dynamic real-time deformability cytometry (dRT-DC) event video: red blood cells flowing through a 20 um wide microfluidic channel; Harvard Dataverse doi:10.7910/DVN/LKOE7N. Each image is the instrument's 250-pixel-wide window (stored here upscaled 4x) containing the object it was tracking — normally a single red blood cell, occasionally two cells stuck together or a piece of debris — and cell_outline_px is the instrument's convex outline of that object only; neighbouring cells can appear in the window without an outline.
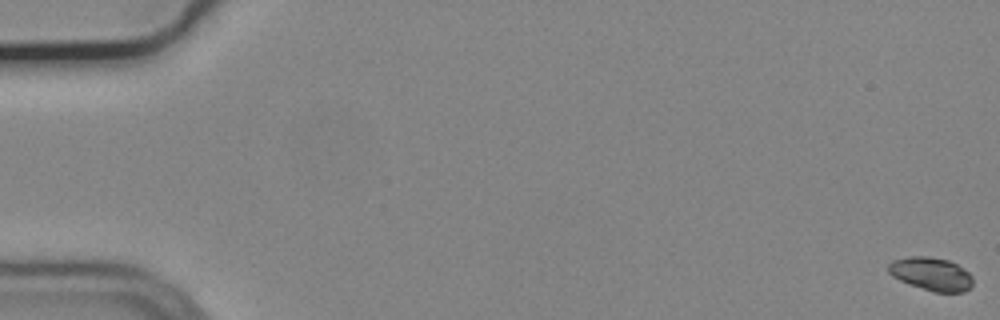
{"species": "common noctule bat (a hibernating species)", "species_latin": "Nyctalus noctula", "temperature_condition": "cold", "stored_images_in_passage": 57, "camera_frame_rate_fps": 3000, "um_per_image_px": 0.085, "animal": {"sex": "male", "body_mass_g": 19.2, "forearm_length_mm": 51.8}, "frame": {"image": 1, "passage_image": 1, "time_ms": 0.0, "image_size_px": [1000, 320], "cell_outline_px": [[972, 284], [964, 292], [932, 292], [908, 284], [892, 276], [888, 272], [888, 264], [892, 260], [912, 256], [928, 256], [948, 260], [956, 264], [968, 272], [972, 276]], "centroid_in_image_um": [79.13, 23.29], "position_along_channel_um": 5.9, "area_um2": 16.36}}
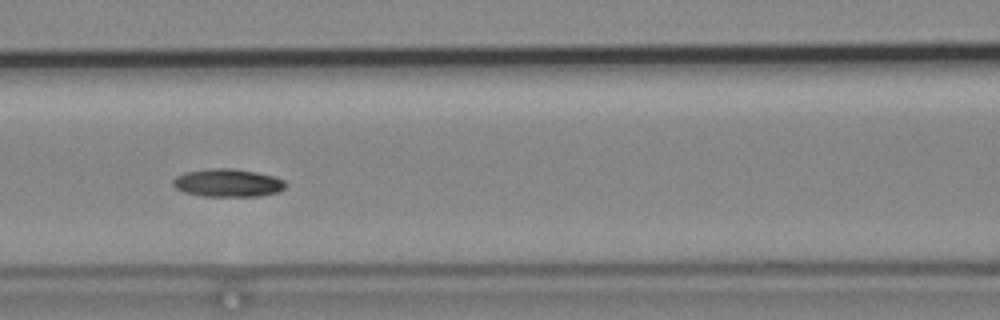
{"frame": {"image": 2, "passage_image": 26, "time_ms": 8.333, "image_size_px": [1000, 320], "cell_outline_px": [[288, 184], [280, 192], [260, 196], [200, 196], [184, 192], [176, 188], [172, 184], [172, 180], [176, 176], [184, 172], [212, 168], [232, 168], [256, 172], [272, 176], [284, 180]], "centroid_in_image_um": [19.36, 15.55], "position_along_channel_um": 147.2, "area_um2": 18.5}}
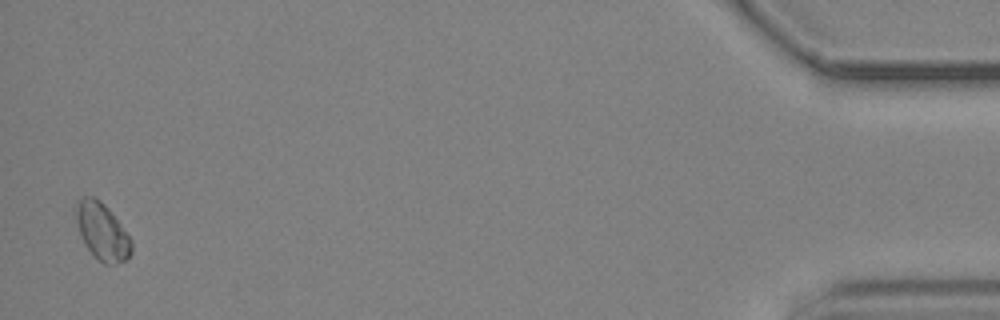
{"frame": {"image": 3, "passage_image": 56, "time_ms": 18.333, "image_size_px": [1000, 320], "cell_outline_px": [[132, 252], [124, 260], [116, 264], [104, 264], [92, 256], [84, 244], [80, 236], [72, 208], [76, 200], [84, 196], [92, 196], [100, 200], [108, 208], [132, 240]], "centroid_in_image_um": [8.61, 19.65], "position_along_channel_um": 426.6, "area_um2": 18.84}}